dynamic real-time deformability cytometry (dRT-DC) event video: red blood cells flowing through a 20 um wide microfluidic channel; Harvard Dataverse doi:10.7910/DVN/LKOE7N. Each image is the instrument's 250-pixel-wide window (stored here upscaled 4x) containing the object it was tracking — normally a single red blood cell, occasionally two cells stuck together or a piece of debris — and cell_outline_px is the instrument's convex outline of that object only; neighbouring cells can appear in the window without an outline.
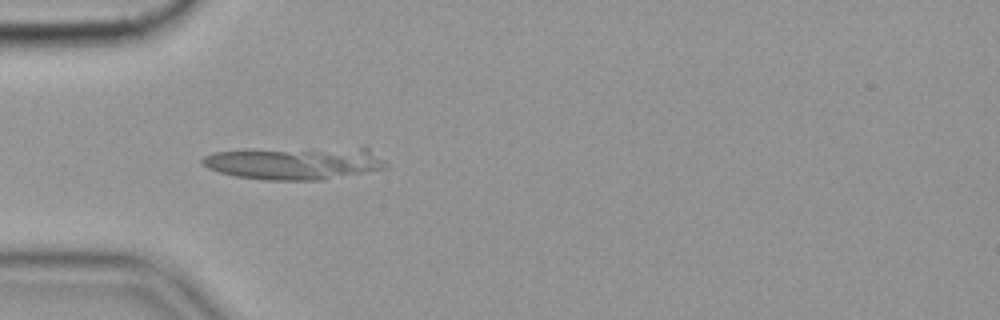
{"species": "common noctule bat (a hibernating species)", "species_latin": "Nyctalus noctula", "temperature_condition": "cold", "stored_images_in_passage": 55, "camera_frame_rate_fps": 3000, "um_per_image_px": 0.085, "animal": {"sex": "female", "body_mass_g": 19.9}, "frame": {"image": 1, "passage_image": 16, "time_ms": 5.0, "image_size_px": [1000, 320], "cell_outline_px": [[388, 168], [320, 180], [264, 180], [236, 176], [220, 172], [208, 168], [200, 160], [204, 156], [216, 152], [360, 148], [368, 148], [384, 160], [388, 164]], "centroid_in_image_um": [25.11, 13.9], "position_along_channel_um": 59.9, "area_um2": 33.64}}